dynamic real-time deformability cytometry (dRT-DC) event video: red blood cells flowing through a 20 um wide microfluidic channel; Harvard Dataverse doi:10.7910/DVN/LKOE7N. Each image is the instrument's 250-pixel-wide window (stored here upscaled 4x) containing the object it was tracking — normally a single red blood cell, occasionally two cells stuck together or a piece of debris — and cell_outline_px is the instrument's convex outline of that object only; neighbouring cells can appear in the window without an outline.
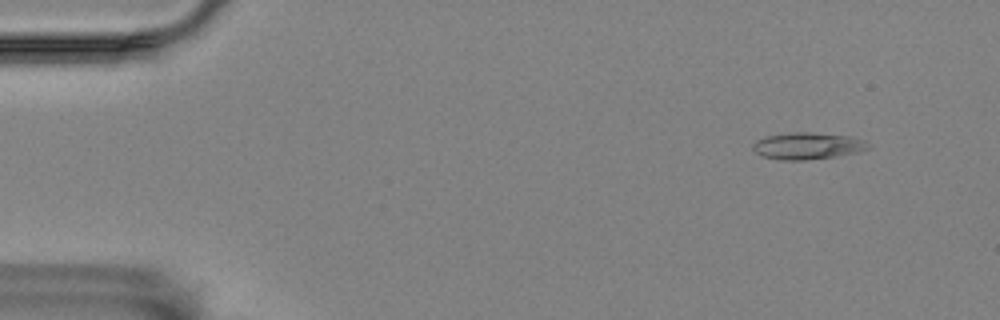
{"species": "Egyptian fruit bat (a non-hibernating species)", "species_latin": "Rousettus aegyptiacus", "temperature_condition": "room temperature", "stored_images_in_passage": 38, "camera_frame_rate_fps": 3000, "um_per_image_px": 0.085, "animal": {"sex": "female"}, "frame": {"image": 1, "passage_image": 6, "time_ms": 1.667, "image_size_px": [1000, 320], "cell_outline_px": [[872, 148], [860, 152], [836, 156], [804, 160], [784, 160], [760, 156], [752, 148], [752, 144], [756, 140], [764, 136], [788, 132], [808, 132], [848, 136], [864, 140]], "centroid_in_image_um": [68.62, 12.4], "position_along_channel_um": 16.4, "area_um2": 18.15}}
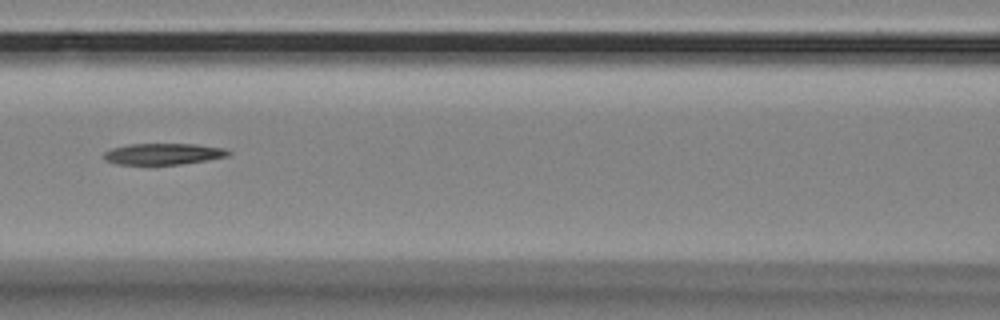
{"frame": {"image": 2, "passage_image": 26, "time_ms": 8.333, "image_size_px": [1000, 320], "cell_outline_px": [[232, 152], [228, 156], [180, 164], [116, 164], [104, 160], [104, 152], [112, 148], [128, 144], [196, 144], [224, 148]], "centroid_in_image_um": [13.86, 13.07], "position_along_channel_um": 152.7, "area_um2": 15.32}}
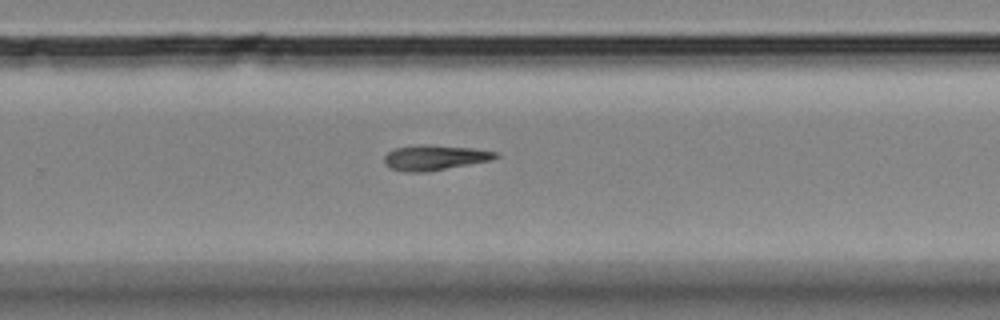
{"frame": {"image": 3, "passage_image": 38, "time_ms": 12.333, "image_size_px": [1000, 320], "cell_outline_px": [[500, 156], [492, 160], [428, 172], [404, 172], [388, 168], [384, 164], [384, 156], [388, 152], [396, 148], [472, 148], [496, 152]], "centroid_in_image_um": [36.95, 13.48], "position_along_channel_um": 292.9, "area_um2": 15.32}}